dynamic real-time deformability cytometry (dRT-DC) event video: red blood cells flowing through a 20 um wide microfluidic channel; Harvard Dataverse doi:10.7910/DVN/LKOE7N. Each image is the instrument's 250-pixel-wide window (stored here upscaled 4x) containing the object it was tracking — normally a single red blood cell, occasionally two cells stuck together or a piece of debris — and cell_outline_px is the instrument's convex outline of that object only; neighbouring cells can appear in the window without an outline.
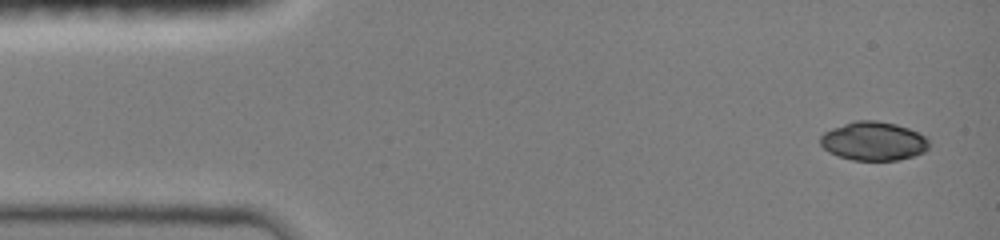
{"species": "common noctule bat (a hibernating species)", "species_latin": "Nyctalus noctula", "temperature_condition": "room temperature", "stored_images_in_passage": 45, "camera_frame_rate_fps": 3000, "um_per_image_px": 0.085, "animal": {"sex": "female", "body_mass_g": 19.0, "forearm_length_mm": 51.5}, "frame": {"image": 1, "passage_image": 1, "time_ms": 0.0, "image_size_px": [1000, 240], "cell_outline_px": [[928, 148], [924, 152], [900, 160], [852, 160], [828, 152], [820, 144], [820, 136], [824, 132], [832, 128], [856, 120], [876, 120], [896, 124], [908, 128], [924, 136], [928, 140]], "centroid_in_image_um": [74.23, 11.99], "position_along_channel_um": 10.8, "area_um2": 24.45}}
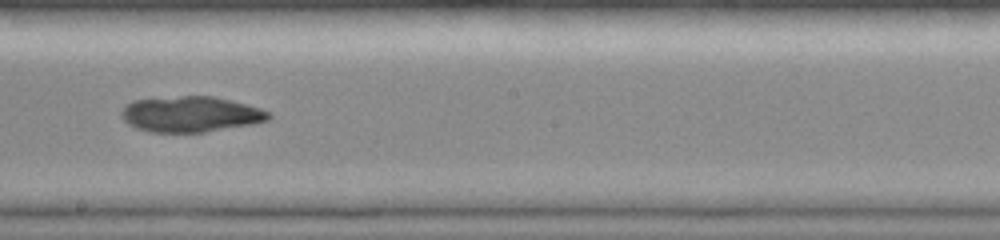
{"frame": {"image": 2, "passage_image": 25, "time_ms": 8.0, "image_size_px": [1000, 240], "cell_outline_px": [[272, 116], [268, 120], [252, 124], [204, 132], [152, 132], [136, 128], [128, 124], [120, 116], [120, 112], [124, 104], [132, 100], [180, 96], [212, 96], [260, 108], [268, 112]], "centroid_in_image_um": [16.14, 9.71], "position_along_channel_um": 232.1, "area_um2": 30.52}}
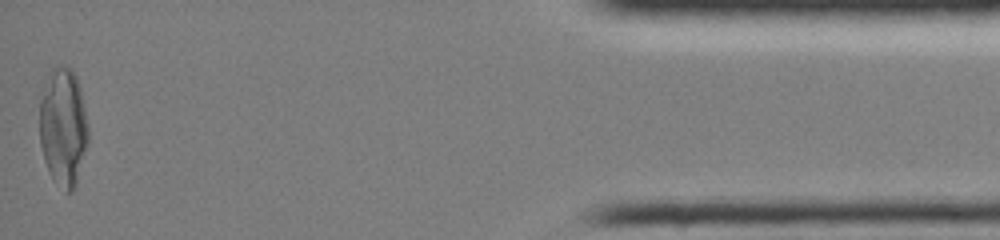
{"frame": {"image": 3, "passage_image": 45, "time_ms": 14.667, "image_size_px": [1000, 240], "cell_outline_px": [[88, 144], [76, 184], [72, 192], [68, 192], [52, 180], [48, 172], [44, 160], [40, 144], [40, 100], [52, 68], [56, 64], [64, 64], [72, 68], [80, 84], [88, 124]], "centroid_in_image_um": [5.39, 10.78], "position_along_channel_um": 429.8, "area_um2": 33.87}}